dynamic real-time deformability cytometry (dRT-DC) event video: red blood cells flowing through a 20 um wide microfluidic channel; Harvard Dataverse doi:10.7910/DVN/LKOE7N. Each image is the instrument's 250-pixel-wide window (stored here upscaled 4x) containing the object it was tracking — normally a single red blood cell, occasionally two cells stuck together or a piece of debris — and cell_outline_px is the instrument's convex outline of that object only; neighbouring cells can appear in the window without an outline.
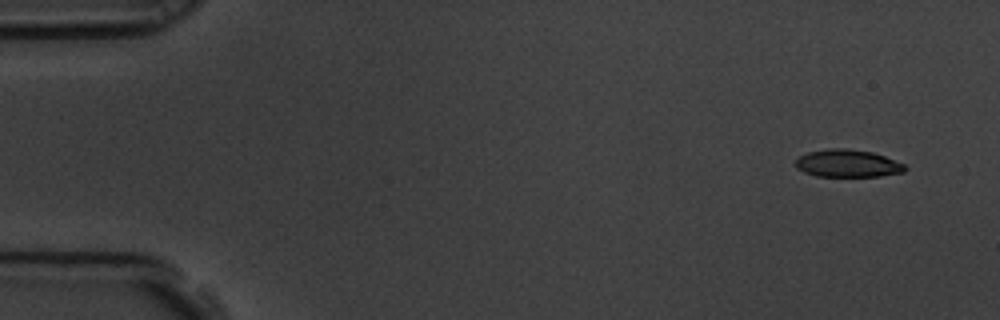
{"species": "common noctule bat (a hibernating species)", "species_latin": "Nyctalus noctula", "temperature_condition": "room temperature", "stored_images_in_passage": 4, "camera_frame_rate_fps": 3000, "um_per_image_px": 0.085, "animal": {"sex": "male", "body_mass_g": 19.5, "forearm_length_mm": 54.6}, "frame": {"image": 1, "passage_image": 1, "time_ms": 0.0, "image_size_px": [1000, 320], "cell_outline_px": [[908, 168], [904, 172], [880, 176], [816, 176], [804, 172], [796, 168], [796, 160], [800, 156], [808, 152], [832, 148], [848, 148], [872, 152], [884, 156], [904, 164]], "centroid_in_image_um": [72.06, 13.89], "position_along_channel_um": 12.9, "area_um2": 17.51}}
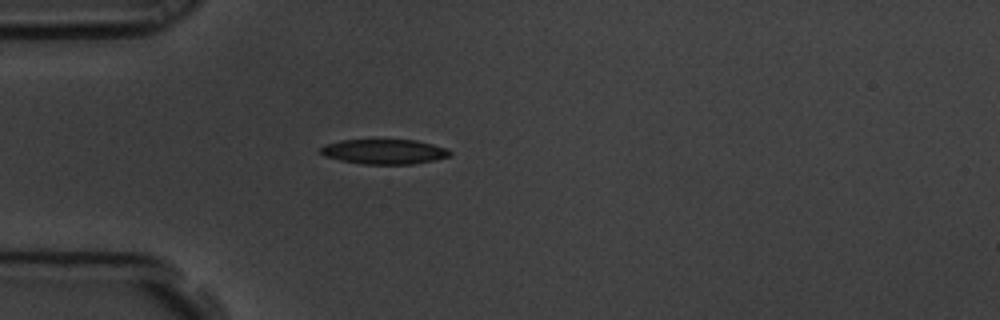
{"frame": {"image": 2, "passage_image": 4, "time_ms": 1.0, "image_size_px": [1000, 320], "cell_outline_px": [[452, 152], [448, 156], [432, 160], [412, 164], [364, 164], [340, 160], [324, 156], [320, 152], [320, 148], [324, 144], [340, 140], [416, 140], [432, 144], [444, 148]], "centroid_in_image_um": [32.6, 12.88], "position_along_channel_um": 52.4, "area_um2": 18.55}}